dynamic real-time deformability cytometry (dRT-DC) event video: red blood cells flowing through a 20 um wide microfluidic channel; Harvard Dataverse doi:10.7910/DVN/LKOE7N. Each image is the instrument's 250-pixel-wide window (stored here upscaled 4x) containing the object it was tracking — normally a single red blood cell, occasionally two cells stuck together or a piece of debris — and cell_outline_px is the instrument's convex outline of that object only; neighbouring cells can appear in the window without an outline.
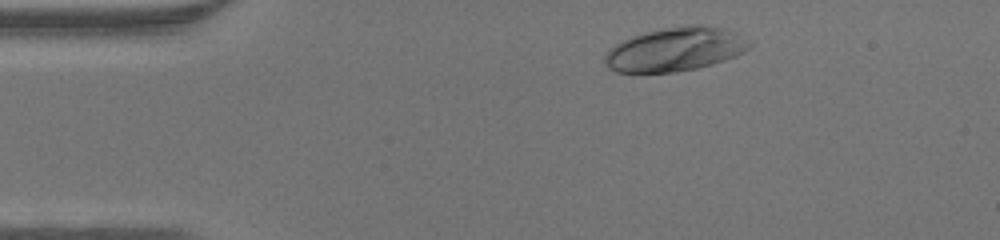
{"species": "human", "species_latin": "Homo sapiens", "temperature_condition": "warm", "stored_images_in_passage": 42, "camera_frame_rate_fps": 3000, "um_per_image_px": 0.085, "donor": {"sex": "male"}, "frame": {"image": 1, "passage_image": 3, "time_ms": 0.667, "image_size_px": [1000, 240], "cell_outline_px": [[752, 44], [744, 52], [736, 56], [712, 64], [696, 68], [676, 72], [616, 72], [608, 68], [604, 64], [604, 56], [616, 44], [632, 36], [644, 32], [660, 28], [724, 28], [736, 32]], "centroid_in_image_um": [57.36, 4.24], "position_along_channel_um": 27.6, "area_um2": 35.89}}
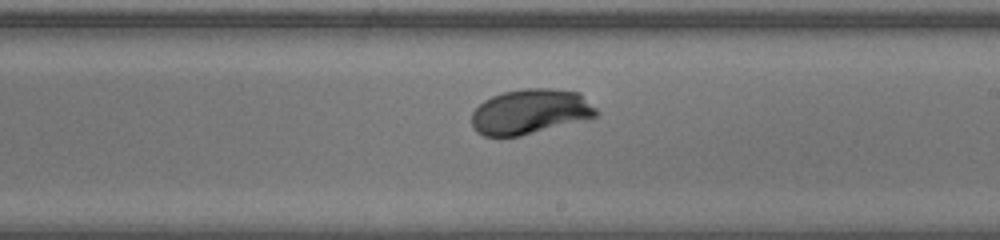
{"frame": {"image": 2, "passage_image": 22, "time_ms": 7.0, "image_size_px": [1000, 240], "cell_outline_px": [[600, 112], [596, 116], [588, 120], [520, 136], [484, 136], [476, 132], [472, 124], [472, 112], [484, 100], [492, 96], [504, 92], [524, 88], [548, 88], [580, 92]], "centroid_in_image_um": [45.11, 9.49], "position_along_channel_um": 243.9, "area_um2": 33.0}}
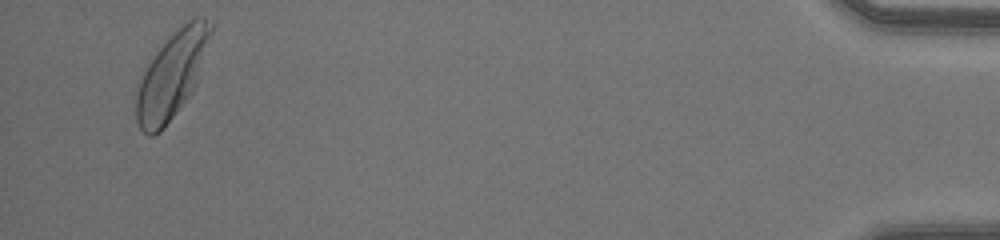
{"frame": {"image": 3, "passage_image": 40, "time_ms": 13.0, "image_size_px": [1000, 240], "cell_outline_px": [[216, 24], [196, 84], [192, 92], [164, 128], [160, 132], [152, 136], [148, 136], [140, 128], [136, 120], [136, 92], [140, 80], [148, 64], [156, 52], [188, 20], [196, 16], [204, 16]], "centroid_in_image_um": [14.66, 6.36], "position_along_channel_um": 420.5, "area_um2": 37.22}}